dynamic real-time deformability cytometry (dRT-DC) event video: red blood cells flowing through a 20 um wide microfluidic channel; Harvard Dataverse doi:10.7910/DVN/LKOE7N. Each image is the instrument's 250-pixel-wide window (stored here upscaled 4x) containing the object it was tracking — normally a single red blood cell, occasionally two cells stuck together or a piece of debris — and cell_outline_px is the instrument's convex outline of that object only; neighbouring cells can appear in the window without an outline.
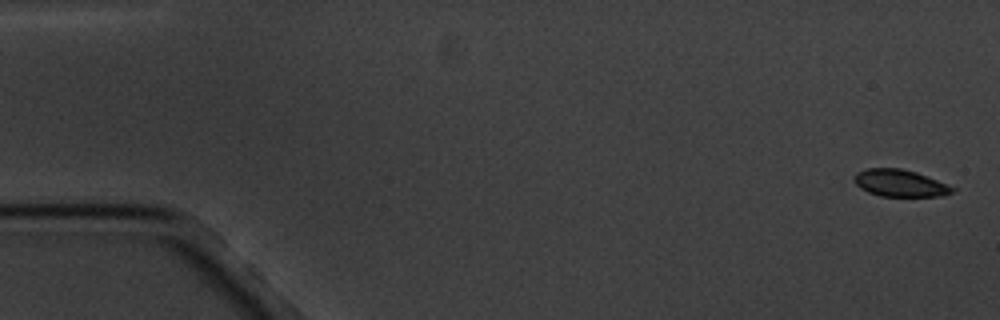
{"species": "common noctule bat (a hibernating species)", "species_latin": "Nyctalus noctula", "temperature_condition": "cold", "stored_images_in_passage": 4, "camera_frame_rate_fps": 3000, "um_per_image_px": 0.085, "animal": {"sex": "male", "body_mass_g": 20.1, "forearm_length_mm": 53.5}, "frame": {"image": 1, "passage_image": 1, "time_ms": 0.0, "image_size_px": [1000, 320], "cell_outline_px": [[956, 188], [952, 192], [944, 196], [880, 196], [868, 192], [860, 188], [852, 180], [856, 172], [868, 168], [900, 168], [916, 172]], "centroid_in_image_um": [76.46, 15.57], "position_along_channel_um": 8.5, "area_um2": 15.43}}